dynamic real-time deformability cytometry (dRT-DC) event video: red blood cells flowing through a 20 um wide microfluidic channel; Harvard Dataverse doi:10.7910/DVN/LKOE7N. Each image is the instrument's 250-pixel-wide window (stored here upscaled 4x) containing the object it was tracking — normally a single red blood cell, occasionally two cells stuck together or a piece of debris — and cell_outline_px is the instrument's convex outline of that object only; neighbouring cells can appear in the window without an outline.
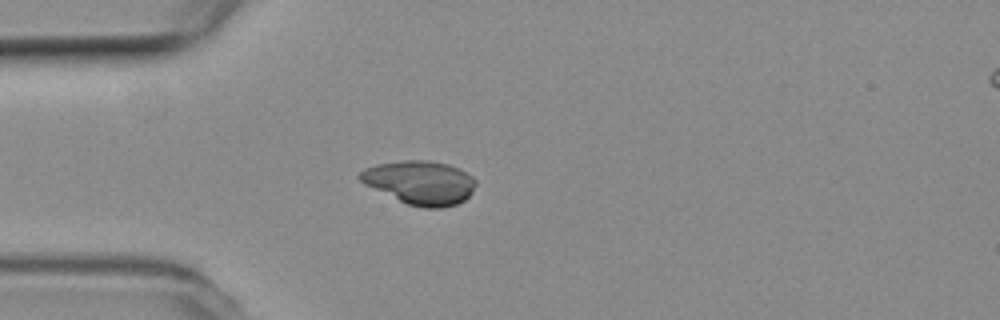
{"species": "common noctule bat (a hibernating species)", "species_latin": "Nyctalus noctula", "temperature_condition": "room temperature", "stored_images_in_passage": 4, "camera_frame_rate_fps": 3000, "um_per_image_px": 0.085, "animal": {"sex": "female", "body_mass_g": 19.3, "forearm_length_mm": 54.1}, "frame": {"image": 1, "passage_image": 1, "time_ms": 0.0, "image_size_px": [1000, 320], "cell_outline_px": [[476, 184], [472, 192], [464, 200], [456, 204], [440, 208], [424, 208], [408, 204], [364, 184], [356, 176], [364, 168], [376, 164], [400, 160], [428, 160], [448, 164], [460, 168], [472, 176], [476, 180]], "centroid_in_image_um": [35.7, 15.5], "position_along_channel_um": 49.3, "area_um2": 29.54}}